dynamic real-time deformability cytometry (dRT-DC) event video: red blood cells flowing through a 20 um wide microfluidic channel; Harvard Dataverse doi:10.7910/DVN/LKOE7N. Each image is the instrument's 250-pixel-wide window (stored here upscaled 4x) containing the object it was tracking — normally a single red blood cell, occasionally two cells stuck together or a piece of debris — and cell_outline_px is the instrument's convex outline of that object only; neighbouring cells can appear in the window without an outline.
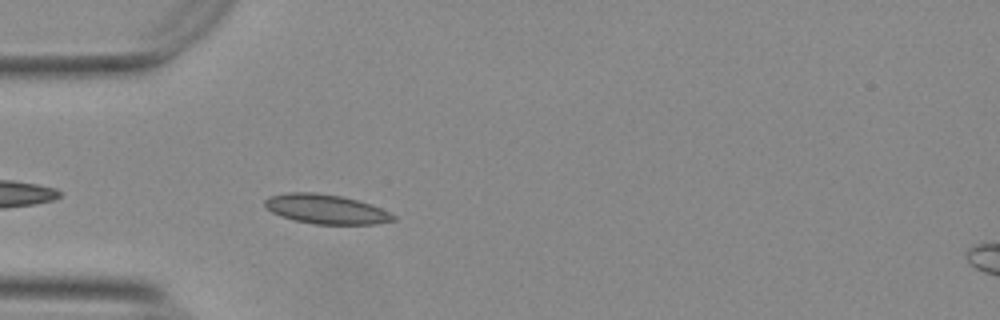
{"species": "Egyptian fruit bat (a non-hibernating species)", "species_latin": "Rousettus aegyptiacus", "temperature_condition": "warm", "stored_images_in_passage": 41, "camera_frame_rate_fps": 3000, "um_per_image_px": 0.085, "animal": {"sex": "female"}, "frame": {"image": 1, "passage_image": 3, "time_ms": 0.667, "image_size_px": [1000, 320], "cell_outline_px": [[396, 220], [376, 224], [316, 224], [296, 220], [280, 216], [272, 212], [264, 204], [264, 200], [272, 196], [288, 192], [312, 192], [340, 196], [356, 200], [380, 208], [396, 216]], "centroid_in_image_um": [27.71, 17.78], "position_along_channel_um": 57.3, "area_um2": 21.68}}
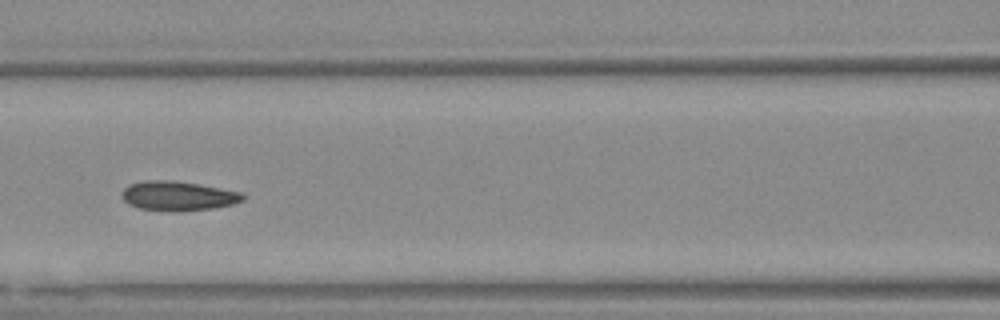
{"frame": {"image": 2, "passage_image": 11, "time_ms": 3.333, "image_size_px": [1000, 320], "cell_outline_px": [[244, 200], [232, 204], [212, 208], [180, 212], [140, 208], [128, 204], [124, 200], [124, 188], [128, 184], [144, 180], [168, 180], [196, 184], [220, 188], [240, 192], [244, 196]], "centroid_in_image_um": [15.12, 16.65], "position_along_channel_um": 151.5, "area_um2": 20.46}}
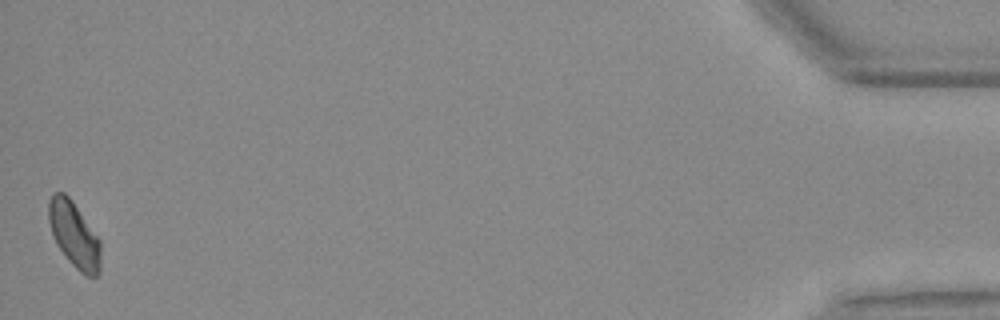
{"frame": {"image": 3, "passage_image": 41, "time_ms": 13.333, "image_size_px": [1000, 320], "cell_outline_px": [[100, 272], [96, 276], [84, 276], [68, 260], [56, 244], [48, 220], [48, 204], [52, 192], [64, 192], [72, 200], [100, 240]], "centroid_in_image_um": [6.29, 19.95], "position_along_channel_um": 428.9, "area_um2": 19.88}, "authors_computed_cell_mechanics": {"area_um2": 19.8832, "velocity_mm_per_s": 3.7218, "shape_relaxation_time_tau1_ms": null, "shape_relaxation_time_tau2_ms": 4.1765, "deformation_change_tau1": null, "deformation_change_tau2": 0.0717}}